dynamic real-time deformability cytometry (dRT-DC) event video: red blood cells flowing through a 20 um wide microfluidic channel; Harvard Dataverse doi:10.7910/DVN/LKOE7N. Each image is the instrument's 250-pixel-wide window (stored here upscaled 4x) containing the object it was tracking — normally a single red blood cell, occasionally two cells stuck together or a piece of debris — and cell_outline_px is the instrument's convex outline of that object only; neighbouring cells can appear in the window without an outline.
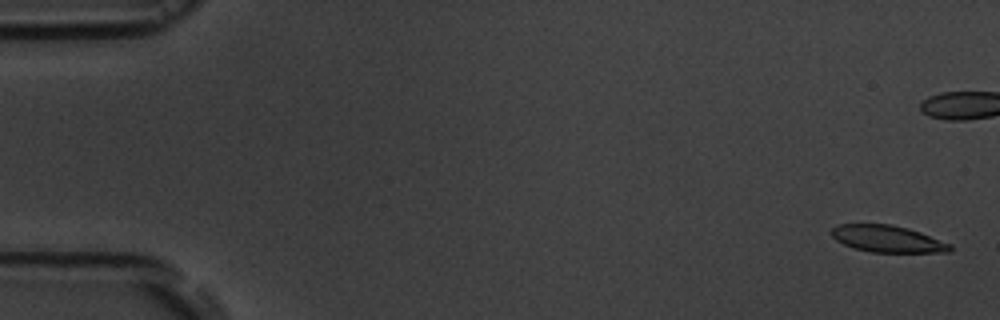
{"species": "common noctule bat (a hibernating species)", "species_latin": "Nyctalus noctula", "temperature_condition": "room temperature", "stored_images_in_passage": 8, "camera_frame_rate_fps": 3000, "um_per_image_px": 0.085, "animal": {"sex": "male", "body_mass_g": 19.5, "forearm_length_mm": 54.6}, "frame": {"image": 1, "passage_image": 1, "time_ms": 0.0, "image_size_px": [1000, 320], "cell_outline_px": [[952, 248], [948, 252], [872, 252], [856, 248], [844, 244], [836, 240], [832, 236], [832, 228], [840, 224], [892, 224], [908, 228], [920, 232], [952, 244]], "centroid_in_image_um": [75.46, 20.29], "position_along_channel_um": 9.5, "area_um2": 18.38}}
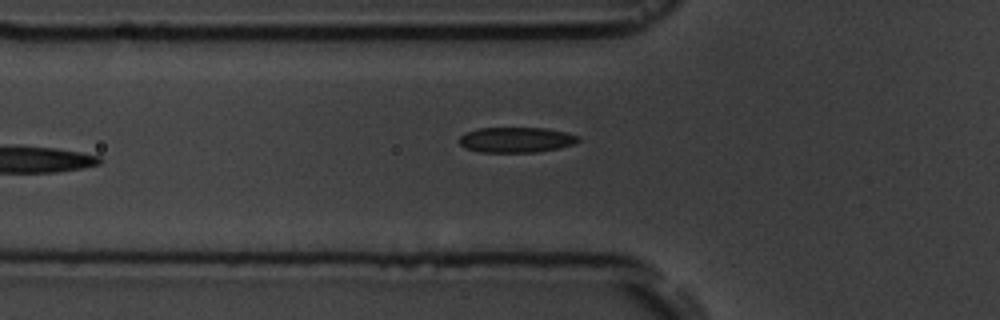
{"frame": {"image": 2, "passage_image": 7, "time_ms": 7.0, "image_size_px": [1000, 320], "cell_outline_px": [[580, 140], [576, 144], [560, 148], [536, 152], [480, 152], [464, 148], [460, 144], [460, 136], [464, 132], [480, 128], [548, 128], [580, 136]], "centroid_in_image_um": [43.89, 11.88], "position_along_channel_um": 81.9, "area_um2": 17.74}}
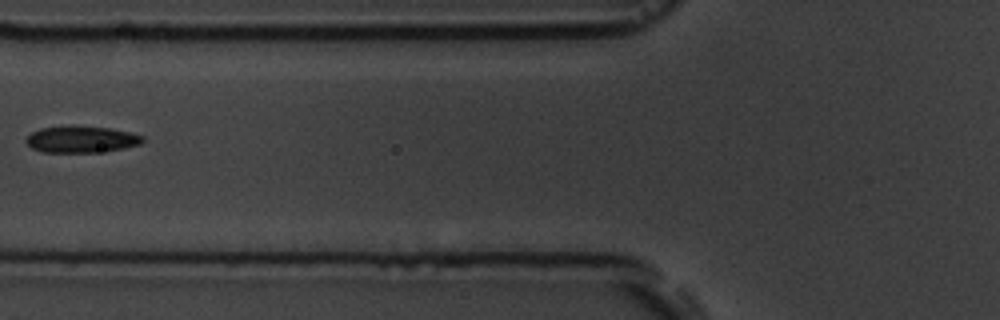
{"frame": {"image": 3, "passage_image": 8, "time_ms": 8.0, "image_size_px": [1000, 320], "cell_outline_px": [[144, 140], [140, 144], [124, 148], [96, 152], [40, 152], [32, 148], [24, 140], [32, 132], [40, 128], [108, 128], [132, 132], [144, 136]], "centroid_in_image_um": [6.94, 11.88], "position_along_channel_um": 118.9, "area_um2": 17.4}}